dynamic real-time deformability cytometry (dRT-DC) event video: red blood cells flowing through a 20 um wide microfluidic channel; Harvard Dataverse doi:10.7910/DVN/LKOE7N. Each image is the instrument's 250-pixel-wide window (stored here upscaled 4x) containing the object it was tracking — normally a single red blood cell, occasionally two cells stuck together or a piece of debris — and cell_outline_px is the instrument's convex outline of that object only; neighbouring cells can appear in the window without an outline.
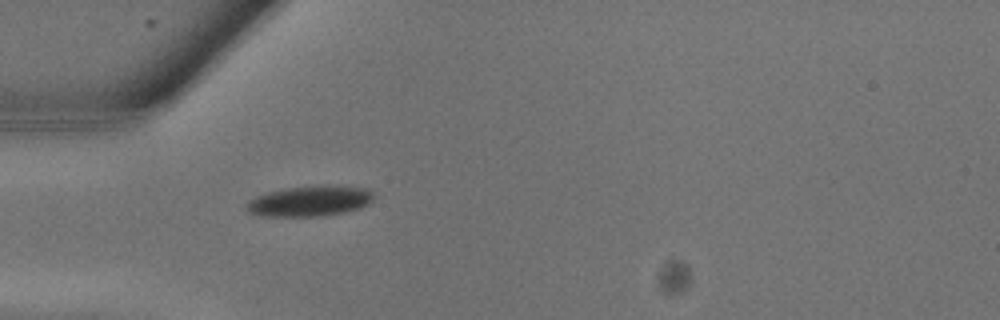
{"species": "common noctule bat (a hibernating species)", "species_latin": "Nyctalus noctula", "temperature_condition": "warm", "stored_images_in_passage": 2, "camera_frame_rate_fps": 3000, "um_per_image_px": 0.085, "animal": {"sex": "male", "body_mass_g": 13.3}, "frame": {"image": 1, "passage_image": 2, "time_ms": 0.333, "image_size_px": [1000, 320], "cell_outline_px": [[376, 196], [368, 204], [360, 208], [344, 212], [320, 216], [256, 216], [248, 212], [244, 208], [248, 200], [256, 196], [268, 192], [284, 188], [328, 184], [368, 188]], "centroid_in_image_um": [26.32, 17.08], "position_along_channel_um": 58.7, "area_um2": 23.06}}